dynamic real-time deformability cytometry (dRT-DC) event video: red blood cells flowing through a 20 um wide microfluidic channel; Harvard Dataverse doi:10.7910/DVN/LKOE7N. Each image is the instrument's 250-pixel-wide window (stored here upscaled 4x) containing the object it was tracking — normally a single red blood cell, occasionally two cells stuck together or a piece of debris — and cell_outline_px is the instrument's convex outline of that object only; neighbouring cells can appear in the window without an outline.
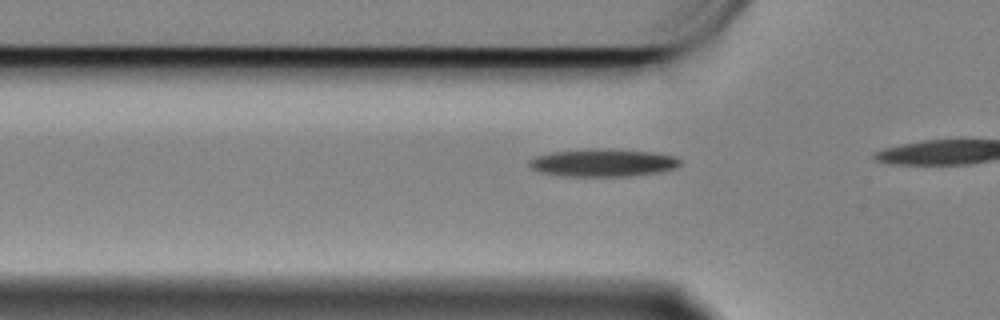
{"species": "Egyptian fruit bat (a non-hibernating species)", "species_latin": "Rousettus aegyptiacus", "temperature_condition": "cold", "stored_images_in_passage": 10, "camera_frame_rate_fps": 3000, "um_per_image_px": 0.085, "animal": {"sex": "female"}, "frame": {"image": 1, "passage_image": 7, "time_ms": 2.0, "image_size_px": [1000, 320], "cell_outline_px": [[680, 164], [672, 168], [656, 172], [628, 176], [568, 176], [540, 172], [532, 168], [528, 164], [528, 160], [536, 156], [552, 152], [592, 148], [608, 148], [652, 152], [676, 156], [680, 160]], "centroid_in_image_um": [51.22, 13.81], "position_along_channel_um": 74.6, "area_um2": 24.22}}